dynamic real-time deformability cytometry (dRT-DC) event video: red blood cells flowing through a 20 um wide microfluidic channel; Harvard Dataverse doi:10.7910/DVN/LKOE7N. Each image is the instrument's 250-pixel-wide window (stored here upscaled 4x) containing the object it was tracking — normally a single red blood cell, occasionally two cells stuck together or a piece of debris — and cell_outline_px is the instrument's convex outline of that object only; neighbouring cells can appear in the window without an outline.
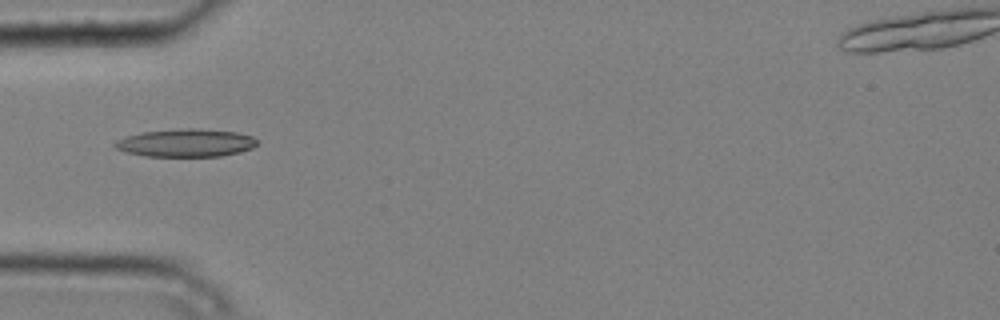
{"species": "common noctule bat (a hibernating species)", "species_latin": "Nyctalus noctula", "temperature_condition": "cold", "stored_images_in_passage": 5, "camera_frame_rate_fps": 3000, "um_per_image_px": 0.085, "animal": {"sex": "male", "body_mass_g": 20.4}, "frame": {"image": 1, "passage_image": 5, "time_ms": 1.333, "image_size_px": [1000, 320], "cell_outline_px": [[256, 144], [252, 148], [240, 152], [220, 156], [144, 156], [128, 152], [116, 148], [112, 144], [116, 140], [124, 136], [144, 132], [180, 128], [200, 128], [236, 132], [252, 136], [256, 140]], "centroid_in_image_um": [15.78, 12.13], "position_along_channel_um": 69.2, "area_um2": 23.12}}